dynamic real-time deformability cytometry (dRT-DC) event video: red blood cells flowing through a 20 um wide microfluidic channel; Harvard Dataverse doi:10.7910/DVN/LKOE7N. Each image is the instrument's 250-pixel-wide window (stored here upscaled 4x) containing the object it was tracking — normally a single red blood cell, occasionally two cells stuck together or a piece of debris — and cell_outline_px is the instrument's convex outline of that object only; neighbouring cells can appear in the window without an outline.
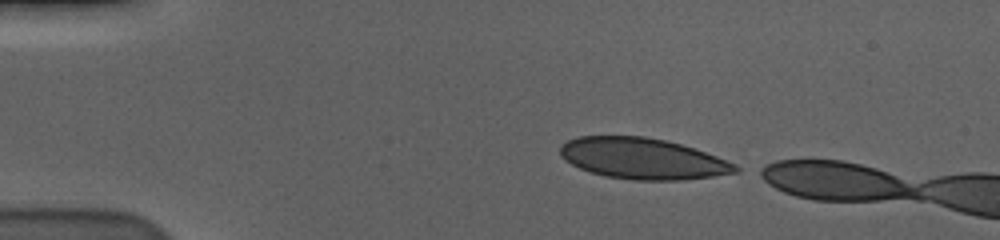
{"species": "human", "species_latin": "Homo sapiens", "temperature_condition": "cold", "stored_images_in_passage": 6, "camera_frame_rate_fps": 3000, "um_per_image_px": 0.085, "donor": {"sex": "male"}, "frame": {"image": 1, "passage_image": 1, "time_ms": 0.0, "image_size_px": [1000, 240], "cell_outline_px": [[744, 168], [740, 172], [684, 180], [636, 180], [604, 176], [580, 168], [564, 160], [560, 156], [560, 144], [568, 140], [580, 136], [644, 136], [664, 140], [680, 144], [716, 156], [736, 164]], "centroid_in_image_um": [54.63, 13.48], "position_along_channel_um": 30.4, "area_um2": 41.91}}